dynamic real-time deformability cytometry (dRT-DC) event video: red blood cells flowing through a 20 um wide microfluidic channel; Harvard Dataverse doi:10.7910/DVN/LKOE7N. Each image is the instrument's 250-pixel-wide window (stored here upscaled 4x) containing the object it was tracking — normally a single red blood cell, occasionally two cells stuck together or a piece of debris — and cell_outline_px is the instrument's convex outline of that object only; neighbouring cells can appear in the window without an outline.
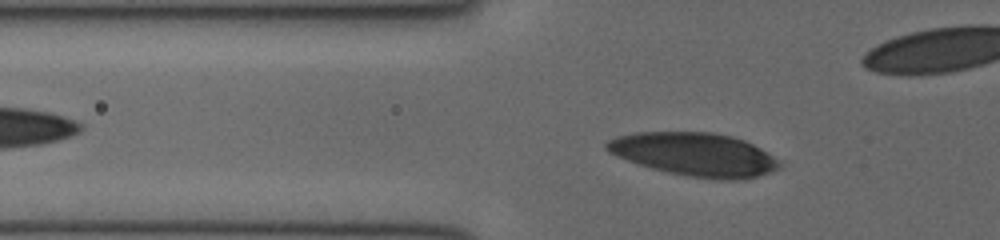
{"species": "human", "species_latin": "Homo sapiens", "temperature_condition": "cold", "stored_images_in_passage": 34, "camera_frame_rate_fps": 3000, "um_per_image_px": 0.085, "donor": {"sex": "female"}, "frame": {"image": 1, "passage_image": 8, "time_ms": 2.333, "image_size_px": [1000, 240], "cell_outline_px": [[784, 164], [780, 168], [744, 180], [720, 180], [688, 176], [668, 172], [652, 168], [616, 156], [608, 152], [604, 148], [604, 144], [608, 140], [616, 136], [636, 132], [712, 132], [732, 136], [744, 140], [768, 152], [780, 160]], "centroid_in_image_um": [59.06, 13.12], "position_along_channel_um": 66.7, "area_um2": 43.81}}
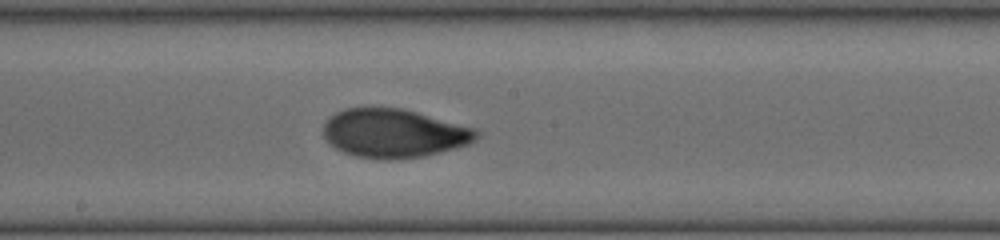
{"frame": {"image": 2, "passage_image": 19, "time_ms": 6.0, "image_size_px": [1000, 240], "cell_outline_px": [[480, 136], [476, 140], [468, 144], [456, 148], [424, 156], [388, 160], [376, 160], [356, 156], [344, 152], [328, 144], [324, 140], [324, 124], [336, 112], [344, 108], [400, 108], [416, 112], [476, 128], [480, 132]], "centroid_in_image_um": [33.49, 11.34], "position_along_channel_um": 214.7, "area_um2": 43.58}}
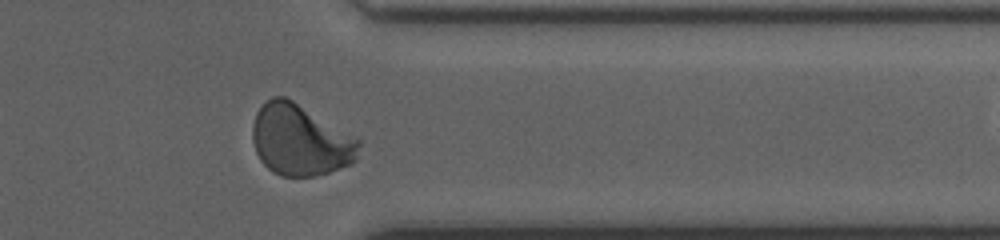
{"frame": {"image": 3, "passage_image": 31, "time_ms": 10.0, "image_size_px": [1000, 240], "cell_outline_px": [[360, 144], [356, 160], [352, 164], [316, 176], [280, 176], [272, 172], [260, 160], [256, 152], [252, 140], [252, 124], [256, 112], [272, 96], [284, 96], [292, 100], [360, 140]], "centroid_in_image_um": [25.49, 11.93], "position_along_channel_um": 385.9, "area_um2": 43.87}}